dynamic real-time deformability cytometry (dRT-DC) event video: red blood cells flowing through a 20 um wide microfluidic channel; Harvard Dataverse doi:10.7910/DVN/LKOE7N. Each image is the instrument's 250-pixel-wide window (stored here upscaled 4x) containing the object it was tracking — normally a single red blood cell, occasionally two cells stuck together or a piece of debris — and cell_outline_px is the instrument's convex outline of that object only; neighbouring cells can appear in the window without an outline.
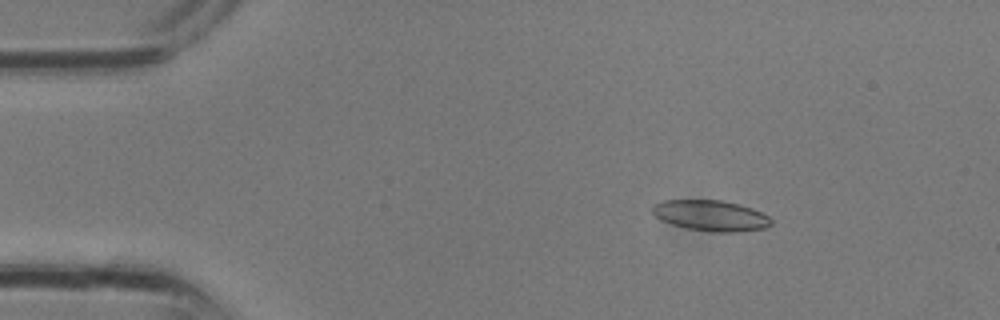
{"species": "common noctule bat (a hibernating species)", "species_latin": "Nyctalus noctula", "temperature_condition": "room temperature", "stored_images_in_passage": 12, "camera_frame_rate_fps": 3000, "um_per_image_px": 0.085, "animal": {"sex": "male", "body_mass_g": 13.3}, "frame": {"image": 1, "passage_image": 5, "time_ms": 1.333, "image_size_px": [1000, 320], "cell_outline_px": [[772, 224], [764, 228], [736, 232], [712, 232], [688, 228], [672, 224], [660, 220], [652, 212], [652, 208], [656, 204], [664, 200], [720, 200], [752, 208], [768, 216], [772, 220]], "centroid_in_image_um": [60.42, 18.33], "position_along_channel_um": 24.6, "area_um2": 21.04}}
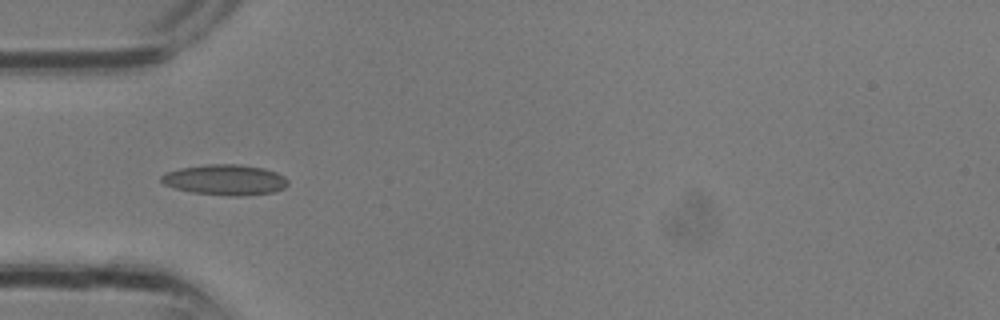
{"frame": {"image": 2, "passage_image": 10, "time_ms": 3.0, "image_size_px": [1000, 320], "cell_outline_px": [[288, 184], [284, 188], [272, 192], [240, 196], [228, 196], [192, 192], [176, 188], [164, 184], [160, 180], [160, 176], [164, 172], [180, 168], [208, 164], [240, 164], [264, 168], [276, 172], [284, 176], [288, 180]], "centroid_in_image_um": [19.13, 15.28], "position_along_channel_um": 65.9, "area_um2": 22.6}}